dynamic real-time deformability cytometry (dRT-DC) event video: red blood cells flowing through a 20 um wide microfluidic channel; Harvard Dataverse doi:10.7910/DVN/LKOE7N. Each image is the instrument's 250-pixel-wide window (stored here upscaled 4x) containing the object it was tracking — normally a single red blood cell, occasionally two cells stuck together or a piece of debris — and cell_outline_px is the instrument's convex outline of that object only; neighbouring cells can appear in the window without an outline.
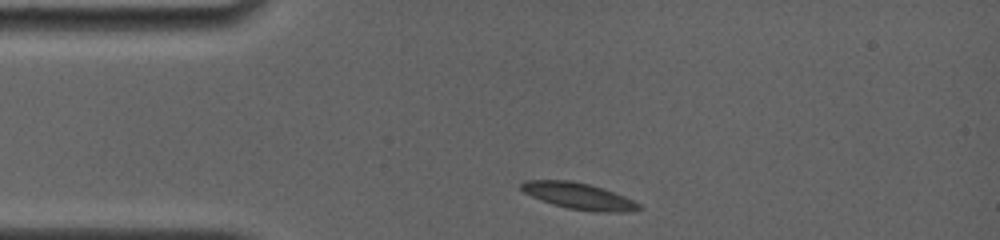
{"species": "common noctule bat (a hibernating species)", "species_latin": "Nyctalus noctula", "temperature_condition": "room temperature", "stored_images_in_passage": 29, "camera_frame_rate_fps": 4000, "um_per_image_px": 0.085, "animal": {"sex": "female", "body_mass_g": 19.0, "forearm_length_mm": 56.7}, "frame": {"image": 1, "passage_image": 1, "time_ms": 0.0, "image_size_px": [1000, 240], "cell_outline_px": [[644, 208], [628, 212], [592, 212], [568, 208], [552, 204], [540, 200], [524, 192], [520, 188], [520, 184], [524, 180], [572, 180], [588, 184], [624, 196], [640, 204]], "centroid_in_image_um": [49.18, 16.67], "position_along_channel_um": 35.8, "area_um2": 18.09}}
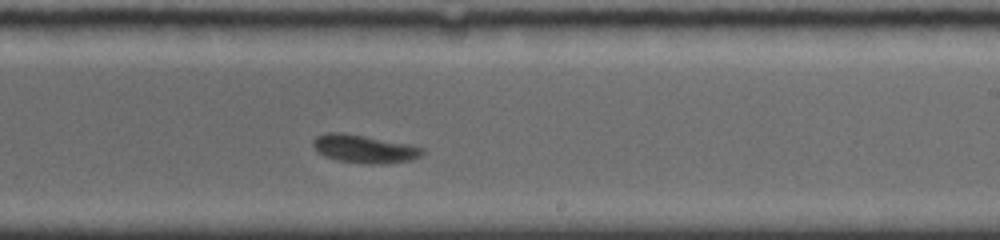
{"frame": {"image": 2, "passage_image": 17, "time_ms": 6.75, "image_size_px": [1000, 240], "cell_outline_px": [[424, 156], [412, 160], [372, 164], [340, 160], [324, 156], [316, 152], [312, 144], [312, 140], [316, 136], [328, 132], [344, 132], [412, 144], [424, 148]], "centroid_in_image_um": [30.98, 12.63], "position_along_channel_um": 258.0, "area_um2": 18.09}}
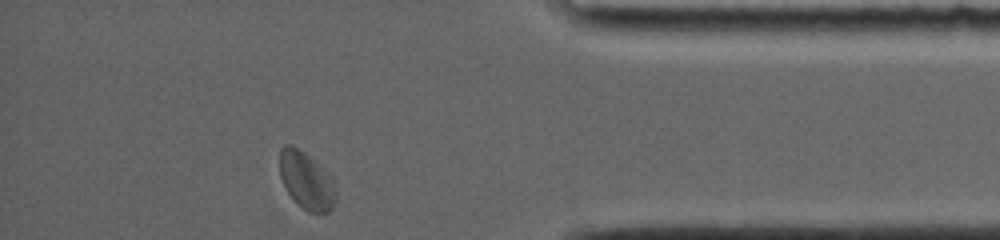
{"frame": {"image": 3, "passage_image": 29, "time_ms": 11.25, "image_size_px": [1000, 240], "cell_outline_px": [[336, 196], [332, 208], [328, 212], [308, 212], [288, 192], [280, 176], [280, 148], [284, 144], [292, 144], [316, 160], [332, 176], [336, 192]], "centroid_in_image_um": [26.06, 15.29], "position_along_channel_um": 409.1, "area_um2": 18.73}, "authors_computed_cell_mechanics": {"area_um2": 17.918, "velocity_mm_per_s": 3.7057, "shape_relaxation_time_tau1_ms": 4.77, "shape_relaxation_time_tau2_ms": 2.3297, "deformation_change_tau1": 0.1179, "deformation_change_tau2": 0.0435}}